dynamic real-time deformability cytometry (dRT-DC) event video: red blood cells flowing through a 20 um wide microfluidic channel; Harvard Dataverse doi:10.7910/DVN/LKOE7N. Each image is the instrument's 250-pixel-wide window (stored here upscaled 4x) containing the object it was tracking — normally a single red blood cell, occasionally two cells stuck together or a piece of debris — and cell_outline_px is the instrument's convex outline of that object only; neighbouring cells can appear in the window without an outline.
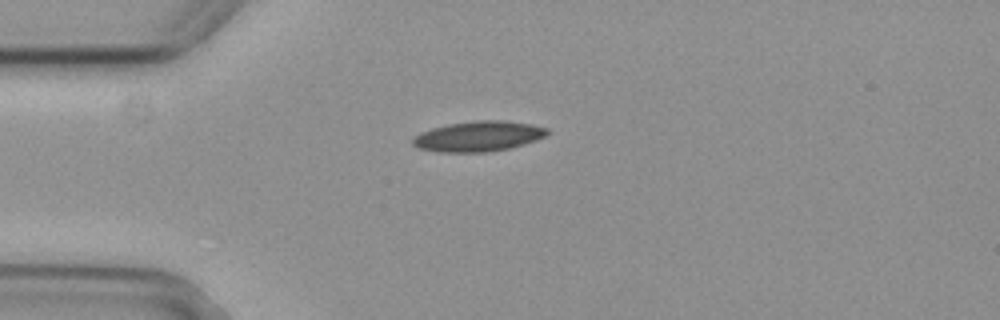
{"species": "common noctule bat (a hibernating species)", "species_latin": "Nyctalus noctula", "temperature_condition": "cold", "stored_images_in_passage": 3, "camera_frame_rate_fps": 3000, "um_per_image_px": 0.085, "animal": {"sex": "female", "body_mass_g": 29.2, "forearm_length_mm": 56.3}, "frame": {"image": 1, "passage_image": 1, "time_ms": 0.0, "image_size_px": [1000, 320], "cell_outline_px": [[548, 132], [544, 136], [536, 140], [524, 144], [508, 148], [488, 152], [440, 152], [416, 148], [412, 144], [412, 136], [420, 132], [432, 128], [448, 124], [476, 120], [504, 120], [532, 124], [548, 128]], "centroid_in_image_um": [40.62, 11.58], "position_along_channel_um": 44.4, "area_um2": 23.87}}
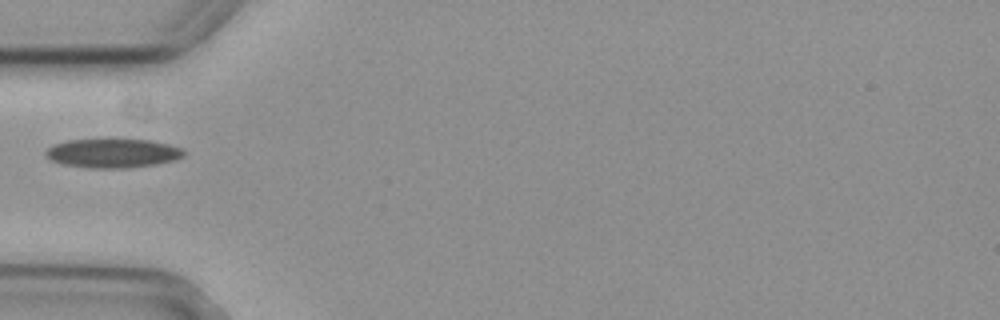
{"frame": {"image": 2, "passage_image": 2, "time_ms": 0.333, "image_size_px": [1000, 320], "cell_outline_px": [[184, 156], [172, 160], [156, 164], [128, 168], [92, 168], [64, 164], [52, 160], [44, 152], [52, 144], [68, 140], [108, 136], [116, 136], [148, 140], [168, 144], [184, 148]], "centroid_in_image_um": [9.58, 12.96], "position_along_channel_um": 75.4, "area_um2": 24.33}}
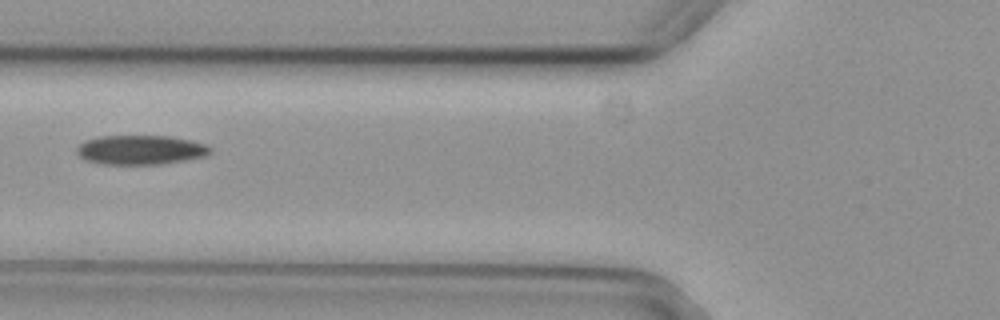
{"frame": {"image": 3, "passage_image": 3, "time_ms": 0.667, "image_size_px": [1000, 320], "cell_outline_px": [[212, 152], [208, 156], [160, 164], [104, 164], [88, 160], [80, 156], [76, 152], [76, 148], [84, 140], [100, 136], [172, 136], [204, 144], [212, 148]], "centroid_in_image_um": [11.96, 12.73], "position_along_channel_um": 113.8, "area_um2": 22.77}}